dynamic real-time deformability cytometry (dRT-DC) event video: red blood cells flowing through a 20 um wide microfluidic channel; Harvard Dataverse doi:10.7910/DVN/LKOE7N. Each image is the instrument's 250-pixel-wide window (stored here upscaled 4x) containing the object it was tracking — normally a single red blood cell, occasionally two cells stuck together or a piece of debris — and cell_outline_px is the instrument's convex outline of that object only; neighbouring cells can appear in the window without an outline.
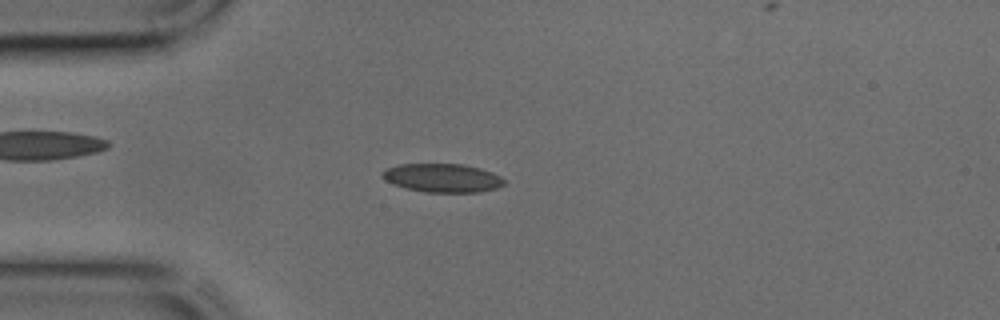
{"species": "common noctule bat (a hibernating species)", "species_latin": "Nyctalus noctula", "temperature_condition": "cold", "stored_images_in_passage": 43, "camera_frame_rate_fps": 3000, "um_per_image_px": 0.085, "animal": {"sex": "male", "body_mass_g": 17.9, "forearm_length_mm": 54.2}, "frame": {"image": 1, "passage_image": 10, "time_ms": 3.0, "image_size_px": [1000, 320], "cell_outline_px": [[504, 184], [496, 188], [480, 192], [424, 192], [408, 188], [384, 180], [380, 176], [380, 172], [384, 168], [400, 164], [464, 164], [480, 168], [492, 172], [500, 176], [504, 180]], "centroid_in_image_um": [37.58, 15.11], "position_along_channel_um": 47.4, "area_um2": 20.35}}
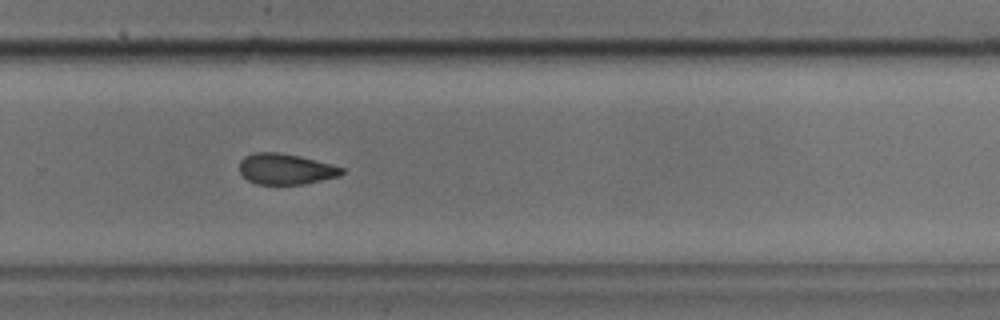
{"frame": {"image": 2, "passage_image": 28, "time_ms": 9.0, "image_size_px": [1000, 320], "cell_outline_px": [[344, 172], [340, 176], [304, 184], [256, 184], [248, 180], [240, 172], [240, 160], [244, 156], [256, 152], [276, 152], [300, 156], [332, 164], [344, 168]], "centroid_in_image_um": [24.29, 14.36], "position_along_channel_um": 305.5, "area_um2": 18.38}}
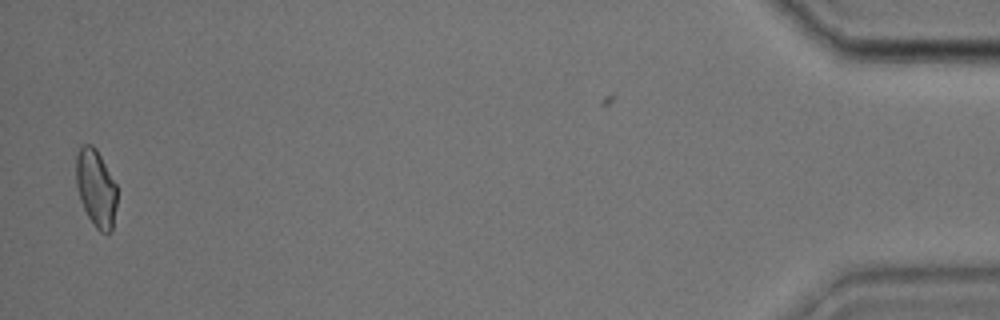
{"frame": {"image": 3, "passage_image": 42, "time_ms": 13.667, "image_size_px": [1000, 320], "cell_outline_px": [[116, 204], [112, 232], [100, 232], [96, 228], [88, 216], [80, 200], [76, 184], [76, 156], [80, 144], [92, 144], [96, 148], [116, 184]], "centroid_in_image_um": [8.14, 15.96], "position_along_channel_um": 427.1, "area_um2": 18.44}}